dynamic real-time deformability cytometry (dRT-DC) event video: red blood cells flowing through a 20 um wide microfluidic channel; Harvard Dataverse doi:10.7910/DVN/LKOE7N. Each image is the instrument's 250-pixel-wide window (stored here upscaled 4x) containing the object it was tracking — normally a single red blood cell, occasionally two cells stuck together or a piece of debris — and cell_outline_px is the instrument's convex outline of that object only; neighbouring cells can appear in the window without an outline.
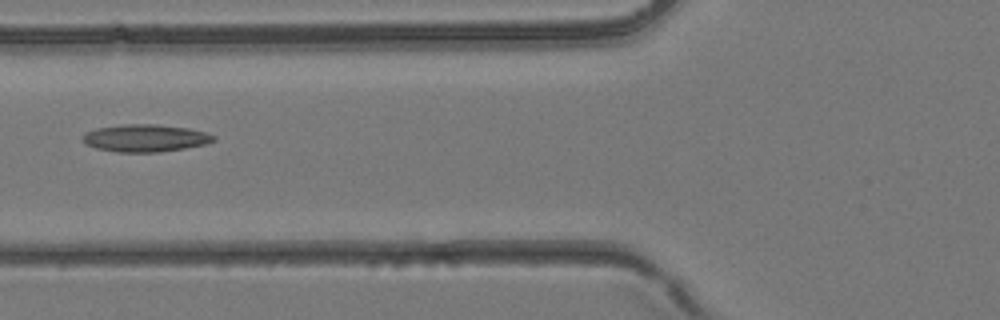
{"species": "common noctule bat (a hibernating species)", "species_latin": "Nyctalus noctula", "temperature_condition": "room temperature", "stored_images_in_passage": 5, "camera_frame_rate_fps": 3000, "um_per_image_px": 0.085, "animal": {"sex": "female", "body_mass_g": 24.6, "forearm_length_mm": 56.2}, "frame": {"image": 1, "passage_image": 5, "time_ms": 1.333, "image_size_px": [1000, 320], "cell_outline_px": [[216, 140], [208, 144], [160, 152], [116, 152], [96, 148], [84, 144], [80, 140], [80, 136], [84, 132], [96, 128], [124, 124], [156, 124], [188, 128], [204, 132], [216, 136]], "centroid_in_image_um": [12.3, 11.74], "position_along_channel_um": 113.5, "area_um2": 21.21}}